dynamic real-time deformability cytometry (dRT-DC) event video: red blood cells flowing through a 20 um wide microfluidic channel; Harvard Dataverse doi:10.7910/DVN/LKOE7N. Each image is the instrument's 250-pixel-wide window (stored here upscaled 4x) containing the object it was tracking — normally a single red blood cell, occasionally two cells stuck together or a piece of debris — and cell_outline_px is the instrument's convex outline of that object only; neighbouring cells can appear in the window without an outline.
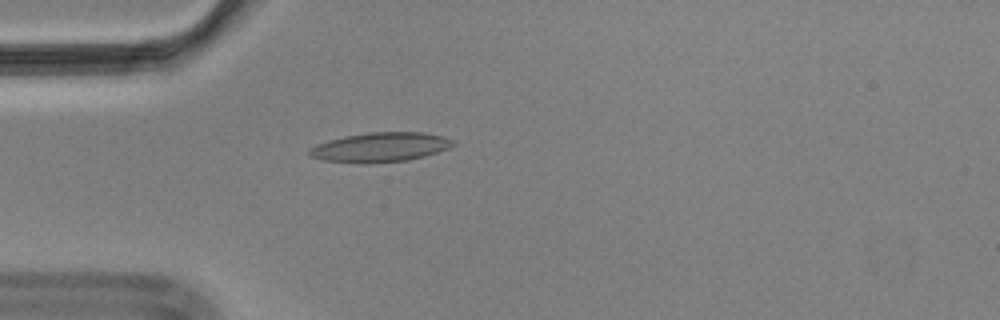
{"species": "Egyptian fruit bat (a non-hibernating species)", "species_latin": "Rousettus aegyptiacus", "temperature_condition": "cold", "stored_images_in_passage": 3, "camera_frame_rate_fps": 3000, "um_per_image_px": 0.085, "animal": {"sex": "male"}, "frame": {"image": 1, "passage_image": 1, "time_ms": 0.0, "image_size_px": [1000, 320], "cell_outline_px": [[456, 144], [448, 148], [424, 156], [408, 160], [368, 164], [360, 164], [324, 160], [308, 156], [308, 148], [316, 144], [328, 140], [344, 136], [368, 132], [420, 132], [444, 136], [456, 140]], "centroid_in_image_um": [32.29, 12.52], "position_along_channel_um": 52.7, "area_um2": 25.03}}